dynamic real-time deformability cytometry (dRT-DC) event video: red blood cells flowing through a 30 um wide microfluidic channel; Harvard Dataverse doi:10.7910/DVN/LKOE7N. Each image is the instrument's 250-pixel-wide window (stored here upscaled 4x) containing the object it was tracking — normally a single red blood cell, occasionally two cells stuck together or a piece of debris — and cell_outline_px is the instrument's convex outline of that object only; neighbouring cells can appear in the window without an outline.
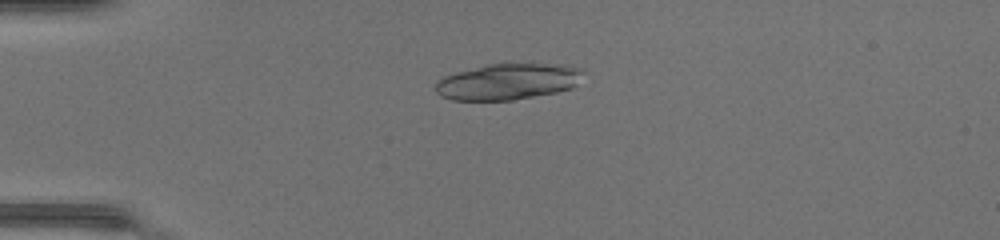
{"species": "common noctule bat (a hibernating species)", "species_latin": "Nyctalus noctula", "temperature_condition": "warm", "stored_images_in_passage": 48, "camera_frame_rate_fps": 3000, "um_per_image_px": 0.085, "animal": {"sex": "female", "body_mass_g": 17.0, "forearm_length_mm": 48.0}, "frame": {"image": 1, "passage_image": 13, "time_ms": 4.0, "image_size_px": [1000, 240], "cell_outline_px": [[584, 72], [576, 84], [572, 88], [556, 92], [512, 100], [452, 100], [440, 96], [436, 92], [436, 80], [444, 76], [456, 72], [484, 64], [564, 64], [584, 68]], "centroid_in_image_um": [43.16, 6.93], "position_along_channel_um": 41.8, "area_um2": 31.27}}